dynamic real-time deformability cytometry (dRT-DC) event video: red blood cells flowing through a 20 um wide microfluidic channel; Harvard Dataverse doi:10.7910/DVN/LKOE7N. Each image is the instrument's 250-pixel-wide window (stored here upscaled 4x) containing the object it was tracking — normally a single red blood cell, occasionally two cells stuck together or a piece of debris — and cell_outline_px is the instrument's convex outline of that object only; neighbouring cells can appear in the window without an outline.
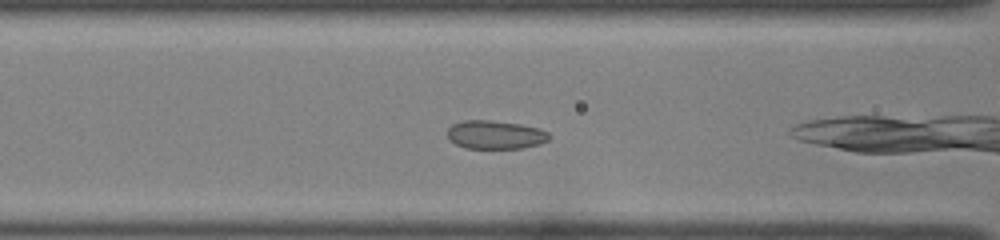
{"species": "common noctule bat (a hibernating species)", "species_latin": "Nyctalus noctula", "temperature_condition": "room temperature", "stored_images_in_passage": 8, "camera_frame_rate_fps": 3000, "um_per_image_px": 0.085, "animal": {"sex": "female", "body_mass_g": 22.0, "forearm_length_mm": 56.7}, "frame": {"image": 1, "passage_image": 4, "time_ms": 1.0, "image_size_px": [1000, 240], "cell_outline_px": [[552, 136], [548, 140], [540, 144], [520, 148], [464, 148], [456, 144], [448, 136], [448, 128], [452, 124], [464, 120], [488, 120], [520, 124], [540, 128], [548, 132]], "centroid_in_image_um": [42.13, 11.45], "position_along_channel_um": 124.5, "area_um2": 16.88}}
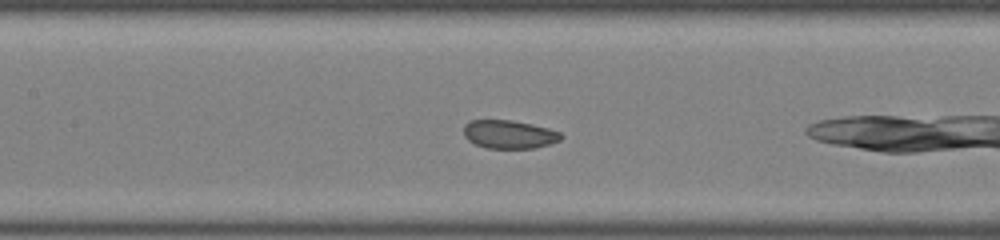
{"frame": {"image": 2, "passage_image": 7, "time_ms": 2.0, "image_size_px": [1000, 240], "cell_outline_px": [[564, 136], [560, 140], [536, 148], [488, 148], [476, 144], [468, 140], [464, 136], [464, 124], [468, 120], [512, 120], [532, 124], [548, 128], [560, 132]], "centroid_in_image_um": [43.27, 11.41], "position_along_channel_um": 164.1, "area_um2": 16.13}}